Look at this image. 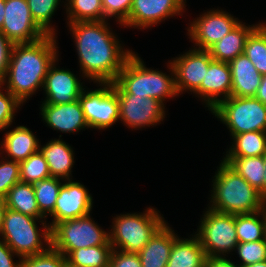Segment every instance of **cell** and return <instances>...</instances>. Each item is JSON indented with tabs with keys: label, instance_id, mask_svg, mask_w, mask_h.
I'll return each mask as SVG.
<instances>
[{
	"label": "cell",
	"instance_id": "cell-31",
	"mask_svg": "<svg viewBox=\"0 0 266 267\" xmlns=\"http://www.w3.org/2000/svg\"><path fill=\"white\" fill-rule=\"evenodd\" d=\"M67 23L104 21L102 0H65Z\"/></svg>",
	"mask_w": 266,
	"mask_h": 267
},
{
	"label": "cell",
	"instance_id": "cell-22",
	"mask_svg": "<svg viewBox=\"0 0 266 267\" xmlns=\"http://www.w3.org/2000/svg\"><path fill=\"white\" fill-rule=\"evenodd\" d=\"M51 139L44 146L39 145V152L46 159L51 177H57L63 180L72 179V168L75 163L74 150L65 141L60 139Z\"/></svg>",
	"mask_w": 266,
	"mask_h": 267
},
{
	"label": "cell",
	"instance_id": "cell-16",
	"mask_svg": "<svg viewBox=\"0 0 266 267\" xmlns=\"http://www.w3.org/2000/svg\"><path fill=\"white\" fill-rule=\"evenodd\" d=\"M213 58L208 50L192 48L170 60L175 73V85L179 95L185 92H195L206 75Z\"/></svg>",
	"mask_w": 266,
	"mask_h": 267
},
{
	"label": "cell",
	"instance_id": "cell-36",
	"mask_svg": "<svg viewBox=\"0 0 266 267\" xmlns=\"http://www.w3.org/2000/svg\"><path fill=\"white\" fill-rule=\"evenodd\" d=\"M237 250V252H236ZM235 252L240 258V267L266 260V238L254 242L238 243Z\"/></svg>",
	"mask_w": 266,
	"mask_h": 267
},
{
	"label": "cell",
	"instance_id": "cell-41",
	"mask_svg": "<svg viewBox=\"0 0 266 267\" xmlns=\"http://www.w3.org/2000/svg\"><path fill=\"white\" fill-rule=\"evenodd\" d=\"M109 267H142L138 253L113 249Z\"/></svg>",
	"mask_w": 266,
	"mask_h": 267
},
{
	"label": "cell",
	"instance_id": "cell-24",
	"mask_svg": "<svg viewBox=\"0 0 266 267\" xmlns=\"http://www.w3.org/2000/svg\"><path fill=\"white\" fill-rule=\"evenodd\" d=\"M259 25H245L240 22L231 32L208 49L213 60L230 62L244 53L245 44L250 33Z\"/></svg>",
	"mask_w": 266,
	"mask_h": 267
},
{
	"label": "cell",
	"instance_id": "cell-6",
	"mask_svg": "<svg viewBox=\"0 0 266 267\" xmlns=\"http://www.w3.org/2000/svg\"><path fill=\"white\" fill-rule=\"evenodd\" d=\"M148 207L142 213H126L113 217L109 241L113 249L138 253L166 222L160 211Z\"/></svg>",
	"mask_w": 266,
	"mask_h": 267
},
{
	"label": "cell",
	"instance_id": "cell-23",
	"mask_svg": "<svg viewBox=\"0 0 266 267\" xmlns=\"http://www.w3.org/2000/svg\"><path fill=\"white\" fill-rule=\"evenodd\" d=\"M1 142L0 155L5 152L6 159L16 162L26 160L30 155L38 152L39 140L34 133L26 126L19 125L4 134Z\"/></svg>",
	"mask_w": 266,
	"mask_h": 267
},
{
	"label": "cell",
	"instance_id": "cell-30",
	"mask_svg": "<svg viewBox=\"0 0 266 267\" xmlns=\"http://www.w3.org/2000/svg\"><path fill=\"white\" fill-rule=\"evenodd\" d=\"M111 244L72 250L66 256V263L73 267H109Z\"/></svg>",
	"mask_w": 266,
	"mask_h": 267
},
{
	"label": "cell",
	"instance_id": "cell-25",
	"mask_svg": "<svg viewBox=\"0 0 266 267\" xmlns=\"http://www.w3.org/2000/svg\"><path fill=\"white\" fill-rule=\"evenodd\" d=\"M191 236L190 239L176 236L166 267H206L205 251L198 237Z\"/></svg>",
	"mask_w": 266,
	"mask_h": 267
},
{
	"label": "cell",
	"instance_id": "cell-7",
	"mask_svg": "<svg viewBox=\"0 0 266 267\" xmlns=\"http://www.w3.org/2000/svg\"><path fill=\"white\" fill-rule=\"evenodd\" d=\"M211 113L227 126L230 136L250 131L266 132V105L256 97L230 96Z\"/></svg>",
	"mask_w": 266,
	"mask_h": 267
},
{
	"label": "cell",
	"instance_id": "cell-40",
	"mask_svg": "<svg viewBox=\"0 0 266 267\" xmlns=\"http://www.w3.org/2000/svg\"><path fill=\"white\" fill-rule=\"evenodd\" d=\"M132 0H102L104 20L114 17L120 26L128 19Z\"/></svg>",
	"mask_w": 266,
	"mask_h": 267
},
{
	"label": "cell",
	"instance_id": "cell-38",
	"mask_svg": "<svg viewBox=\"0 0 266 267\" xmlns=\"http://www.w3.org/2000/svg\"><path fill=\"white\" fill-rule=\"evenodd\" d=\"M3 90H5L3 92ZM21 102L0 84V131L10 129Z\"/></svg>",
	"mask_w": 266,
	"mask_h": 267
},
{
	"label": "cell",
	"instance_id": "cell-33",
	"mask_svg": "<svg viewBox=\"0 0 266 267\" xmlns=\"http://www.w3.org/2000/svg\"><path fill=\"white\" fill-rule=\"evenodd\" d=\"M244 54L261 75L266 74V30L260 24L248 36Z\"/></svg>",
	"mask_w": 266,
	"mask_h": 267
},
{
	"label": "cell",
	"instance_id": "cell-2",
	"mask_svg": "<svg viewBox=\"0 0 266 267\" xmlns=\"http://www.w3.org/2000/svg\"><path fill=\"white\" fill-rule=\"evenodd\" d=\"M56 38L57 35H47L33 43L13 45L9 66L0 84L22 106L39 88H43L50 65L59 57Z\"/></svg>",
	"mask_w": 266,
	"mask_h": 267
},
{
	"label": "cell",
	"instance_id": "cell-18",
	"mask_svg": "<svg viewBox=\"0 0 266 267\" xmlns=\"http://www.w3.org/2000/svg\"><path fill=\"white\" fill-rule=\"evenodd\" d=\"M232 76L228 62L212 60L201 86L193 93L202 99L211 112L221 101L231 96Z\"/></svg>",
	"mask_w": 266,
	"mask_h": 267
},
{
	"label": "cell",
	"instance_id": "cell-29",
	"mask_svg": "<svg viewBox=\"0 0 266 267\" xmlns=\"http://www.w3.org/2000/svg\"><path fill=\"white\" fill-rule=\"evenodd\" d=\"M222 160L242 176L262 196L264 179L263 156L223 157Z\"/></svg>",
	"mask_w": 266,
	"mask_h": 267
},
{
	"label": "cell",
	"instance_id": "cell-46",
	"mask_svg": "<svg viewBox=\"0 0 266 267\" xmlns=\"http://www.w3.org/2000/svg\"><path fill=\"white\" fill-rule=\"evenodd\" d=\"M6 199L0 196V234L3 228L4 217L7 211Z\"/></svg>",
	"mask_w": 266,
	"mask_h": 267
},
{
	"label": "cell",
	"instance_id": "cell-3",
	"mask_svg": "<svg viewBox=\"0 0 266 267\" xmlns=\"http://www.w3.org/2000/svg\"><path fill=\"white\" fill-rule=\"evenodd\" d=\"M208 208L228 214L254 213L266 208V201L226 162L221 160L212 180Z\"/></svg>",
	"mask_w": 266,
	"mask_h": 267
},
{
	"label": "cell",
	"instance_id": "cell-34",
	"mask_svg": "<svg viewBox=\"0 0 266 267\" xmlns=\"http://www.w3.org/2000/svg\"><path fill=\"white\" fill-rule=\"evenodd\" d=\"M31 16L36 24L47 34L55 35L56 30L52 25V16L57 11L61 0H26Z\"/></svg>",
	"mask_w": 266,
	"mask_h": 267
},
{
	"label": "cell",
	"instance_id": "cell-27",
	"mask_svg": "<svg viewBox=\"0 0 266 267\" xmlns=\"http://www.w3.org/2000/svg\"><path fill=\"white\" fill-rule=\"evenodd\" d=\"M238 243L266 238V208L254 213L235 214Z\"/></svg>",
	"mask_w": 266,
	"mask_h": 267
},
{
	"label": "cell",
	"instance_id": "cell-12",
	"mask_svg": "<svg viewBox=\"0 0 266 267\" xmlns=\"http://www.w3.org/2000/svg\"><path fill=\"white\" fill-rule=\"evenodd\" d=\"M238 20L224 9L213 8L190 22L187 35L195 44L193 48L208 50L241 22Z\"/></svg>",
	"mask_w": 266,
	"mask_h": 267
},
{
	"label": "cell",
	"instance_id": "cell-45",
	"mask_svg": "<svg viewBox=\"0 0 266 267\" xmlns=\"http://www.w3.org/2000/svg\"><path fill=\"white\" fill-rule=\"evenodd\" d=\"M255 97L264 105H266V74L262 75L261 84L258 87L257 94Z\"/></svg>",
	"mask_w": 266,
	"mask_h": 267
},
{
	"label": "cell",
	"instance_id": "cell-43",
	"mask_svg": "<svg viewBox=\"0 0 266 267\" xmlns=\"http://www.w3.org/2000/svg\"><path fill=\"white\" fill-rule=\"evenodd\" d=\"M14 256L19 261H13ZM21 258L13 252V250L2 240H0V267H20Z\"/></svg>",
	"mask_w": 266,
	"mask_h": 267
},
{
	"label": "cell",
	"instance_id": "cell-13",
	"mask_svg": "<svg viewBox=\"0 0 266 267\" xmlns=\"http://www.w3.org/2000/svg\"><path fill=\"white\" fill-rule=\"evenodd\" d=\"M1 32L13 44L33 43L47 36L33 20L26 0H5Z\"/></svg>",
	"mask_w": 266,
	"mask_h": 267
},
{
	"label": "cell",
	"instance_id": "cell-14",
	"mask_svg": "<svg viewBox=\"0 0 266 267\" xmlns=\"http://www.w3.org/2000/svg\"><path fill=\"white\" fill-rule=\"evenodd\" d=\"M186 0H132L128 19L121 25L145 30L159 22L182 16L186 7Z\"/></svg>",
	"mask_w": 266,
	"mask_h": 267
},
{
	"label": "cell",
	"instance_id": "cell-9",
	"mask_svg": "<svg viewBox=\"0 0 266 267\" xmlns=\"http://www.w3.org/2000/svg\"><path fill=\"white\" fill-rule=\"evenodd\" d=\"M199 228L195 235L207 258L226 257L235 251L238 238L235 226V214L221 213L207 208L203 211Z\"/></svg>",
	"mask_w": 266,
	"mask_h": 267
},
{
	"label": "cell",
	"instance_id": "cell-39",
	"mask_svg": "<svg viewBox=\"0 0 266 267\" xmlns=\"http://www.w3.org/2000/svg\"><path fill=\"white\" fill-rule=\"evenodd\" d=\"M20 182V163L1 158L0 161V196L6 197L10 188Z\"/></svg>",
	"mask_w": 266,
	"mask_h": 267
},
{
	"label": "cell",
	"instance_id": "cell-19",
	"mask_svg": "<svg viewBox=\"0 0 266 267\" xmlns=\"http://www.w3.org/2000/svg\"><path fill=\"white\" fill-rule=\"evenodd\" d=\"M40 109L42 120L53 130L67 134L89 129L79 100L66 104L42 103Z\"/></svg>",
	"mask_w": 266,
	"mask_h": 267
},
{
	"label": "cell",
	"instance_id": "cell-42",
	"mask_svg": "<svg viewBox=\"0 0 266 267\" xmlns=\"http://www.w3.org/2000/svg\"><path fill=\"white\" fill-rule=\"evenodd\" d=\"M13 43L0 31V81L5 77Z\"/></svg>",
	"mask_w": 266,
	"mask_h": 267
},
{
	"label": "cell",
	"instance_id": "cell-50",
	"mask_svg": "<svg viewBox=\"0 0 266 267\" xmlns=\"http://www.w3.org/2000/svg\"><path fill=\"white\" fill-rule=\"evenodd\" d=\"M265 30H266V22L265 23H259Z\"/></svg>",
	"mask_w": 266,
	"mask_h": 267
},
{
	"label": "cell",
	"instance_id": "cell-28",
	"mask_svg": "<svg viewBox=\"0 0 266 267\" xmlns=\"http://www.w3.org/2000/svg\"><path fill=\"white\" fill-rule=\"evenodd\" d=\"M232 145L225 157L263 156L266 153V132L250 131L232 136Z\"/></svg>",
	"mask_w": 266,
	"mask_h": 267
},
{
	"label": "cell",
	"instance_id": "cell-11",
	"mask_svg": "<svg viewBox=\"0 0 266 267\" xmlns=\"http://www.w3.org/2000/svg\"><path fill=\"white\" fill-rule=\"evenodd\" d=\"M97 84L98 89L84 88L78 100L89 128L104 130L119 121V101L112 83Z\"/></svg>",
	"mask_w": 266,
	"mask_h": 267
},
{
	"label": "cell",
	"instance_id": "cell-15",
	"mask_svg": "<svg viewBox=\"0 0 266 267\" xmlns=\"http://www.w3.org/2000/svg\"><path fill=\"white\" fill-rule=\"evenodd\" d=\"M72 180H64L59 190L54 211L50 214V229L61 221L84 217L92 211V195L83 184Z\"/></svg>",
	"mask_w": 266,
	"mask_h": 267
},
{
	"label": "cell",
	"instance_id": "cell-35",
	"mask_svg": "<svg viewBox=\"0 0 266 267\" xmlns=\"http://www.w3.org/2000/svg\"><path fill=\"white\" fill-rule=\"evenodd\" d=\"M51 177L46 159L38 151L20 162V182L35 184Z\"/></svg>",
	"mask_w": 266,
	"mask_h": 267
},
{
	"label": "cell",
	"instance_id": "cell-8",
	"mask_svg": "<svg viewBox=\"0 0 266 267\" xmlns=\"http://www.w3.org/2000/svg\"><path fill=\"white\" fill-rule=\"evenodd\" d=\"M90 217L88 214L57 223L51 229V246L66 257L72 250L110 244L109 231Z\"/></svg>",
	"mask_w": 266,
	"mask_h": 267
},
{
	"label": "cell",
	"instance_id": "cell-49",
	"mask_svg": "<svg viewBox=\"0 0 266 267\" xmlns=\"http://www.w3.org/2000/svg\"><path fill=\"white\" fill-rule=\"evenodd\" d=\"M241 267H266V260L262 262H257V263L241 266Z\"/></svg>",
	"mask_w": 266,
	"mask_h": 267
},
{
	"label": "cell",
	"instance_id": "cell-26",
	"mask_svg": "<svg viewBox=\"0 0 266 267\" xmlns=\"http://www.w3.org/2000/svg\"><path fill=\"white\" fill-rule=\"evenodd\" d=\"M7 208L34 218L47 219L39 210L33 184L18 182L8 191Z\"/></svg>",
	"mask_w": 266,
	"mask_h": 267
},
{
	"label": "cell",
	"instance_id": "cell-32",
	"mask_svg": "<svg viewBox=\"0 0 266 267\" xmlns=\"http://www.w3.org/2000/svg\"><path fill=\"white\" fill-rule=\"evenodd\" d=\"M62 182H64L63 179L49 177L33 184L38 208L45 217L54 211Z\"/></svg>",
	"mask_w": 266,
	"mask_h": 267
},
{
	"label": "cell",
	"instance_id": "cell-48",
	"mask_svg": "<svg viewBox=\"0 0 266 267\" xmlns=\"http://www.w3.org/2000/svg\"><path fill=\"white\" fill-rule=\"evenodd\" d=\"M5 18V0H0V31Z\"/></svg>",
	"mask_w": 266,
	"mask_h": 267
},
{
	"label": "cell",
	"instance_id": "cell-21",
	"mask_svg": "<svg viewBox=\"0 0 266 267\" xmlns=\"http://www.w3.org/2000/svg\"><path fill=\"white\" fill-rule=\"evenodd\" d=\"M232 76L231 96L255 97L262 75L248 57L242 53L229 62Z\"/></svg>",
	"mask_w": 266,
	"mask_h": 267
},
{
	"label": "cell",
	"instance_id": "cell-5",
	"mask_svg": "<svg viewBox=\"0 0 266 267\" xmlns=\"http://www.w3.org/2000/svg\"><path fill=\"white\" fill-rule=\"evenodd\" d=\"M37 221L41 222L42 230L38 229ZM0 237L21 259L43 253L51 246L49 223L10 209L5 213Z\"/></svg>",
	"mask_w": 266,
	"mask_h": 267
},
{
	"label": "cell",
	"instance_id": "cell-4",
	"mask_svg": "<svg viewBox=\"0 0 266 267\" xmlns=\"http://www.w3.org/2000/svg\"><path fill=\"white\" fill-rule=\"evenodd\" d=\"M170 75L158 69L147 68L141 57L133 52L126 60L115 82L128 94L152 97L163 104L167 99L178 97L175 73L171 63L167 65Z\"/></svg>",
	"mask_w": 266,
	"mask_h": 267
},
{
	"label": "cell",
	"instance_id": "cell-51",
	"mask_svg": "<svg viewBox=\"0 0 266 267\" xmlns=\"http://www.w3.org/2000/svg\"><path fill=\"white\" fill-rule=\"evenodd\" d=\"M64 267H73V266H71V265H69L68 263H66V264L64 265Z\"/></svg>",
	"mask_w": 266,
	"mask_h": 267
},
{
	"label": "cell",
	"instance_id": "cell-20",
	"mask_svg": "<svg viewBox=\"0 0 266 267\" xmlns=\"http://www.w3.org/2000/svg\"><path fill=\"white\" fill-rule=\"evenodd\" d=\"M178 234L165 222L138 252L142 267H166Z\"/></svg>",
	"mask_w": 266,
	"mask_h": 267
},
{
	"label": "cell",
	"instance_id": "cell-47",
	"mask_svg": "<svg viewBox=\"0 0 266 267\" xmlns=\"http://www.w3.org/2000/svg\"><path fill=\"white\" fill-rule=\"evenodd\" d=\"M264 179L262 182V198L266 201V153L263 155Z\"/></svg>",
	"mask_w": 266,
	"mask_h": 267
},
{
	"label": "cell",
	"instance_id": "cell-17",
	"mask_svg": "<svg viewBox=\"0 0 266 267\" xmlns=\"http://www.w3.org/2000/svg\"><path fill=\"white\" fill-rule=\"evenodd\" d=\"M58 61V58L55 59L48 69L43 85L46 97L42 103H72L78 100L83 92V82L69 69L57 68Z\"/></svg>",
	"mask_w": 266,
	"mask_h": 267
},
{
	"label": "cell",
	"instance_id": "cell-1",
	"mask_svg": "<svg viewBox=\"0 0 266 267\" xmlns=\"http://www.w3.org/2000/svg\"><path fill=\"white\" fill-rule=\"evenodd\" d=\"M67 24L77 50L81 76L94 83L114 82L133 51L122 47L108 20Z\"/></svg>",
	"mask_w": 266,
	"mask_h": 267
},
{
	"label": "cell",
	"instance_id": "cell-37",
	"mask_svg": "<svg viewBox=\"0 0 266 267\" xmlns=\"http://www.w3.org/2000/svg\"><path fill=\"white\" fill-rule=\"evenodd\" d=\"M66 257L50 246L45 252L21 259L20 267H64Z\"/></svg>",
	"mask_w": 266,
	"mask_h": 267
},
{
	"label": "cell",
	"instance_id": "cell-44",
	"mask_svg": "<svg viewBox=\"0 0 266 267\" xmlns=\"http://www.w3.org/2000/svg\"><path fill=\"white\" fill-rule=\"evenodd\" d=\"M206 267H240L226 257H209L206 260Z\"/></svg>",
	"mask_w": 266,
	"mask_h": 267
},
{
	"label": "cell",
	"instance_id": "cell-10",
	"mask_svg": "<svg viewBox=\"0 0 266 267\" xmlns=\"http://www.w3.org/2000/svg\"><path fill=\"white\" fill-rule=\"evenodd\" d=\"M112 86L119 101V120L127 128L139 130L163 122L166 116L165 104L152 97L128 94L115 81Z\"/></svg>",
	"mask_w": 266,
	"mask_h": 267
}]
</instances>
